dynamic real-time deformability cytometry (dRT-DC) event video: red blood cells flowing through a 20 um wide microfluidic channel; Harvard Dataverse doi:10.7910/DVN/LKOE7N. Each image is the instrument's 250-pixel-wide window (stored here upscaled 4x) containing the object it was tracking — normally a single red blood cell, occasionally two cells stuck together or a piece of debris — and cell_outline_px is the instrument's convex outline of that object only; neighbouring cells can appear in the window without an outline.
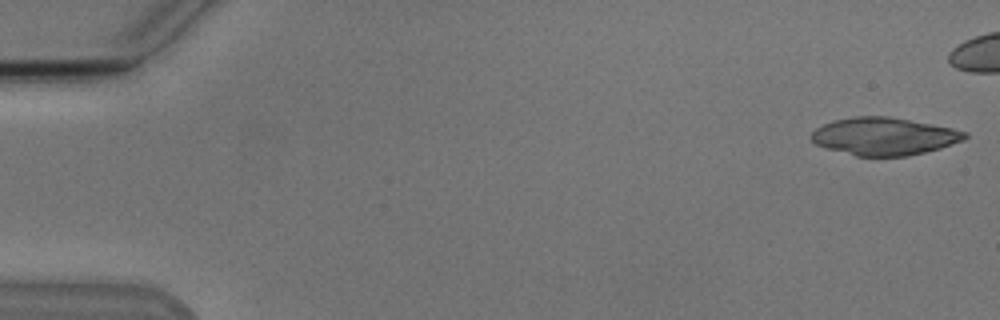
{"species": "Egyptian fruit bat (a non-hibernating species)", "species_latin": "Rousettus aegyptiacus", "temperature_condition": "cold", "stored_images_in_passage": 18, "camera_frame_rate_fps": 3000, "um_per_image_px": 0.085, "animal": {"sex": "male"}, "frame": {"image": 1, "passage_image": 1, "time_ms": 0.0, "image_size_px": [1000, 320], "cell_outline_px": [[968, 136], [964, 140], [940, 148], [908, 156], [856, 156], [828, 148], [816, 144], [808, 136], [816, 128], [832, 120], [856, 116], [888, 116], [932, 124], [952, 128], [968, 132]], "centroid_in_image_um": [75.15, 11.58], "position_along_channel_um": 9.9, "area_um2": 33.58}}